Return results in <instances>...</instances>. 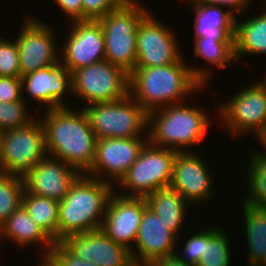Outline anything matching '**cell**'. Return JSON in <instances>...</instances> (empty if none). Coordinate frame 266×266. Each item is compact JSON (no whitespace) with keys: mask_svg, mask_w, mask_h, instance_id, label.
Instances as JSON below:
<instances>
[{"mask_svg":"<svg viewBox=\"0 0 266 266\" xmlns=\"http://www.w3.org/2000/svg\"><path fill=\"white\" fill-rule=\"evenodd\" d=\"M24 179L0 171V227L22 205Z\"/></svg>","mask_w":266,"mask_h":266,"instance_id":"obj_30","label":"cell"},{"mask_svg":"<svg viewBox=\"0 0 266 266\" xmlns=\"http://www.w3.org/2000/svg\"><path fill=\"white\" fill-rule=\"evenodd\" d=\"M57 266H97L71 253L61 242H54L48 255Z\"/></svg>","mask_w":266,"mask_h":266,"instance_id":"obj_35","label":"cell"},{"mask_svg":"<svg viewBox=\"0 0 266 266\" xmlns=\"http://www.w3.org/2000/svg\"><path fill=\"white\" fill-rule=\"evenodd\" d=\"M35 18H25L20 33L14 37L19 53L21 77L60 62V46H56L54 31L50 25Z\"/></svg>","mask_w":266,"mask_h":266,"instance_id":"obj_12","label":"cell"},{"mask_svg":"<svg viewBox=\"0 0 266 266\" xmlns=\"http://www.w3.org/2000/svg\"><path fill=\"white\" fill-rule=\"evenodd\" d=\"M114 185L81 174L59 202L58 242L72 234L102 227L106 206Z\"/></svg>","mask_w":266,"mask_h":266,"instance_id":"obj_3","label":"cell"},{"mask_svg":"<svg viewBox=\"0 0 266 266\" xmlns=\"http://www.w3.org/2000/svg\"><path fill=\"white\" fill-rule=\"evenodd\" d=\"M203 109L182 102L149 112L148 141L176 152H190L188 147L200 144L211 126Z\"/></svg>","mask_w":266,"mask_h":266,"instance_id":"obj_4","label":"cell"},{"mask_svg":"<svg viewBox=\"0 0 266 266\" xmlns=\"http://www.w3.org/2000/svg\"><path fill=\"white\" fill-rule=\"evenodd\" d=\"M80 175L62 160L47 156L23 176L24 188L29 193L60 202Z\"/></svg>","mask_w":266,"mask_h":266,"instance_id":"obj_19","label":"cell"},{"mask_svg":"<svg viewBox=\"0 0 266 266\" xmlns=\"http://www.w3.org/2000/svg\"><path fill=\"white\" fill-rule=\"evenodd\" d=\"M182 1H190L195 11L194 38L234 40L236 16L232 12L197 0Z\"/></svg>","mask_w":266,"mask_h":266,"instance_id":"obj_21","label":"cell"},{"mask_svg":"<svg viewBox=\"0 0 266 266\" xmlns=\"http://www.w3.org/2000/svg\"><path fill=\"white\" fill-rule=\"evenodd\" d=\"M23 99L20 77H0V102H17Z\"/></svg>","mask_w":266,"mask_h":266,"instance_id":"obj_36","label":"cell"},{"mask_svg":"<svg viewBox=\"0 0 266 266\" xmlns=\"http://www.w3.org/2000/svg\"><path fill=\"white\" fill-rule=\"evenodd\" d=\"M39 119L44 128L49 157L62 160L85 174L95 157L96 135L83 108L59 107L44 110Z\"/></svg>","mask_w":266,"mask_h":266,"instance_id":"obj_2","label":"cell"},{"mask_svg":"<svg viewBox=\"0 0 266 266\" xmlns=\"http://www.w3.org/2000/svg\"><path fill=\"white\" fill-rule=\"evenodd\" d=\"M147 142L148 136L145 139L114 137L97 139L94 162L85 174L116 185L137 160Z\"/></svg>","mask_w":266,"mask_h":266,"instance_id":"obj_13","label":"cell"},{"mask_svg":"<svg viewBox=\"0 0 266 266\" xmlns=\"http://www.w3.org/2000/svg\"><path fill=\"white\" fill-rule=\"evenodd\" d=\"M194 56L201 57L209 64L219 69L236 61L234 54V40H210L194 38Z\"/></svg>","mask_w":266,"mask_h":266,"instance_id":"obj_29","label":"cell"},{"mask_svg":"<svg viewBox=\"0 0 266 266\" xmlns=\"http://www.w3.org/2000/svg\"><path fill=\"white\" fill-rule=\"evenodd\" d=\"M128 0H82L83 21L98 20L109 12L121 7Z\"/></svg>","mask_w":266,"mask_h":266,"instance_id":"obj_34","label":"cell"},{"mask_svg":"<svg viewBox=\"0 0 266 266\" xmlns=\"http://www.w3.org/2000/svg\"><path fill=\"white\" fill-rule=\"evenodd\" d=\"M195 232L192 234L190 233L189 239H185L184 241V249L181 250L183 253H179L178 250L176 251V255L184 260L187 264H191L193 266H196L200 259H201V254L203 253L204 250V228L203 230H198L199 232L197 233V230H194ZM194 234V235H193ZM193 235V236H192Z\"/></svg>","mask_w":266,"mask_h":266,"instance_id":"obj_33","label":"cell"},{"mask_svg":"<svg viewBox=\"0 0 266 266\" xmlns=\"http://www.w3.org/2000/svg\"><path fill=\"white\" fill-rule=\"evenodd\" d=\"M87 103L114 102L129 95V74L102 60L72 72V94Z\"/></svg>","mask_w":266,"mask_h":266,"instance_id":"obj_9","label":"cell"},{"mask_svg":"<svg viewBox=\"0 0 266 266\" xmlns=\"http://www.w3.org/2000/svg\"><path fill=\"white\" fill-rule=\"evenodd\" d=\"M133 266H155L152 262H133Z\"/></svg>","mask_w":266,"mask_h":266,"instance_id":"obj_42","label":"cell"},{"mask_svg":"<svg viewBox=\"0 0 266 266\" xmlns=\"http://www.w3.org/2000/svg\"><path fill=\"white\" fill-rule=\"evenodd\" d=\"M147 207L151 209L161 221L177 237L185 225L186 210L190 205L177 191L168 187L161 188L145 197Z\"/></svg>","mask_w":266,"mask_h":266,"instance_id":"obj_23","label":"cell"},{"mask_svg":"<svg viewBox=\"0 0 266 266\" xmlns=\"http://www.w3.org/2000/svg\"><path fill=\"white\" fill-rule=\"evenodd\" d=\"M257 266H266V257Z\"/></svg>","mask_w":266,"mask_h":266,"instance_id":"obj_43","label":"cell"},{"mask_svg":"<svg viewBox=\"0 0 266 266\" xmlns=\"http://www.w3.org/2000/svg\"><path fill=\"white\" fill-rule=\"evenodd\" d=\"M26 99L17 102H0V132L13 130L31 123L32 118L28 115Z\"/></svg>","mask_w":266,"mask_h":266,"instance_id":"obj_31","label":"cell"},{"mask_svg":"<svg viewBox=\"0 0 266 266\" xmlns=\"http://www.w3.org/2000/svg\"><path fill=\"white\" fill-rule=\"evenodd\" d=\"M59 9L69 16L73 21H83V3L82 0H54Z\"/></svg>","mask_w":266,"mask_h":266,"instance_id":"obj_37","label":"cell"},{"mask_svg":"<svg viewBox=\"0 0 266 266\" xmlns=\"http://www.w3.org/2000/svg\"><path fill=\"white\" fill-rule=\"evenodd\" d=\"M200 2H204L211 5H218L224 8H228L230 12H232L235 16V12L239 14L244 13V10L249 8V4H252V0H197ZM242 12V13H241Z\"/></svg>","mask_w":266,"mask_h":266,"instance_id":"obj_38","label":"cell"},{"mask_svg":"<svg viewBox=\"0 0 266 266\" xmlns=\"http://www.w3.org/2000/svg\"><path fill=\"white\" fill-rule=\"evenodd\" d=\"M114 190L108 200L101 229L115 243L131 251L147 203L144 197H126Z\"/></svg>","mask_w":266,"mask_h":266,"instance_id":"obj_15","label":"cell"},{"mask_svg":"<svg viewBox=\"0 0 266 266\" xmlns=\"http://www.w3.org/2000/svg\"><path fill=\"white\" fill-rule=\"evenodd\" d=\"M42 262L38 266H57L49 256H42Z\"/></svg>","mask_w":266,"mask_h":266,"instance_id":"obj_41","label":"cell"},{"mask_svg":"<svg viewBox=\"0 0 266 266\" xmlns=\"http://www.w3.org/2000/svg\"><path fill=\"white\" fill-rule=\"evenodd\" d=\"M21 79L23 99H26L27 92L29 98H33L38 105L43 103L45 110L67 107L65 94L72 93V73L61 62L36 70Z\"/></svg>","mask_w":266,"mask_h":266,"instance_id":"obj_18","label":"cell"},{"mask_svg":"<svg viewBox=\"0 0 266 266\" xmlns=\"http://www.w3.org/2000/svg\"><path fill=\"white\" fill-rule=\"evenodd\" d=\"M152 15L149 12L137 28L136 67L166 66L184 58L175 31Z\"/></svg>","mask_w":266,"mask_h":266,"instance_id":"obj_11","label":"cell"},{"mask_svg":"<svg viewBox=\"0 0 266 266\" xmlns=\"http://www.w3.org/2000/svg\"><path fill=\"white\" fill-rule=\"evenodd\" d=\"M140 4L137 0H128L98 19L103 30L105 60L123 68L128 74L136 68L137 28L150 11Z\"/></svg>","mask_w":266,"mask_h":266,"instance_id":"obj_5","label":"cell"},{"mask_svg":"<svg viewBox=\"0 0 266 266\" xmlns=\"http://www.w3.org/2000/svg\"><path fill=\"white\" fill-rule=\"evenodd\" d=\"M7 238L9 242L19 247L36 245L40 243L42 256H48L54 241L36 224L27 210L21 205L14 211L8 220L0 227V240ZM11 240V241H10ZM13 241V242H12Z\"/></svg>","mask_w":266,"mask_h":266,"instance_id":"obj_22","label":"cell"},{"mask_svg":"<svg viewBox=\"0 0 266 266\" xmlns=\"http://www.w3.org/2000/svg\"><path fill=\"white\" fill-rule=\"evenodd\" d=\"M258 138V141H260V145L262 144V148H264V151L260 149L257 150L255 149L256 153L261 156L262 158L266 159V128L264 129V131L257 137ZM260 151V152H259ZM263 151V152H262Z\"/></svg>","mask_w":266,"mask_h":266,"instance_id":"obj_40","label":"cell"},{"mask_svg":"<svg viewBox=\"0 0 266 266\" xmlns=\"http://www.w3.org/2000/svg\"><path fill=\"white\" fill-rule=\"evenodd\" d=\"M200 155L191 152H177L173 162L170 188L177 191L188 203L199 204L208 201L212 192L213 177L209 166ZM204 160V161H203ZM209 169V170H208ZM212 178V179H211Z\"/></svg>","mask_w":266,"mask_h":266,"instance_id":"obj_16","label":"cell"},{"mask_svg":"<svg viewBox=\"0 0 266 266\" xmlns=\"http://www.w3.org/2000/svg\"><path fill=\"white\" fill-rule=\"evenodd\" d=\"M224 231L220 226L204 229V250L196 266H230L231 245Z\"/></svg>","mask_w":266,"mask_h":266,"instance_id":"obj_27","label":"cell"},{"mask_svg":"<svg viewBox=\"0 0 266 266\" xmlns=\"http://www.w3.org/2000/svg\"><path fill=\"white\" fill-rule=\"evenodd\" d=\"M22 205L33 221L54 241L58 242L59 202L29 193L24 189Z\"/></svg>","mask_w":266,"mask_h":266,"instance_id":"obj_26","label":"cell"},{"mask_svg":"<svg viewBox=\"0 0 266 266\" xmlns=\"http://www.w3.org/2000/svg\"><path fill=\"white\" fill-rule=\"evenodd\" d=\"M69 34L62 47L60 62L72 73L96 62L105 60V43L98 20L71 22ZM63 50V51H62Z\"/></svg>","mask_w":266,"mask_h":266,"instance_id":"obj_14","label":"cell"},{"mask_svg":"<svg viewBox=\"0 0 266 266\" xmlns=\"http://www.w3.org/2000/svg\"><path fill=\"white\" fill-rule=\"evenodd\" d=\"M187 65L182 58L166 66L136 67L129 74V95L148 113L181 103L211 78L209 69Z\"/></svg>","mask_w":266,"mask_h":266,"instance_id":"obj_1","label":"cell"},{"mask_svg":"<svg viewBox=\"0 0 266 266\" xmlns=\"http://www.w3.org/2000/svg\"><path fill=\"white\" fill-rule=\"evenodd\" d=\"M155 266H193L187 264L184 260L180 259L176 254L171 256L160 257L152 262Z\"/></svg>","mask_w":266,"mask_h":266,"instance_id":"obj_39","label":"cell"},{"mask_svg":"<svg viewBox=\"0 0 266 266\" xmlns=\"http://www.w3.org/2000/svg\"><path fill=\"white\" fill-rule=\"evenodd\" d=\"M81 108L97 139L148 136V112L130 95L119 101L93 103Z\"/></svg>","mask_w":266,"mask_h":266,"instance_id":"obj_6","label":"cell"},{"mask_svg":"<svg viewBox=\"0 0 266 266\" xmlns=\"http://www.w3.org/2000/svg\"><path fill=\"white\" fill-rule=\"evenodd\" d=\"M234 54L237 61L244 55H266V10L243 22L236 16Z\"/></svg>","mask_w":266,"mask_h":266,"instance_id":"obj_24","label":"cell"},{"mask_svg":"<svg viewBox=\"0 0 266 266\" xmlns=\"http://www.w3.org/2000/svg\"><path fill=\"white\" fill-rule=\"evenodd\" d=\"M176 153L174 150L157 147L148 141L137 160L114 186V189L119 184L118 186L123 190L129 191L128 194L123 192L120 195L145 198L158 189L168 188L172 179Z\"/></svg>","mask_w":266,"mask_h":266,"instance_id":"obj_7","label":"cell"},{"mask_svg":"<svg viewBox=\"0 0 266 266\" xmlns=\"http://www.w3.org/2000/svg\"><path fill=\"white\" fill-rule=\"evenodd\" d=\"M0 77H20V61L15 39L0 38Z\"/></svg>","mask_w":266,"mask_h":266,"instance_id":"obj_32","label":"cell"},{"mask_svg":"<svg viewBox=\"0 0 266 266\" xmlns=\"http://www.w3.org/2000/svg\"><path fill=\"white\" fill-rule=\"evenodd\" d=\"M47 156L39 117L26 126L0 132L1 172L23 177Z\"/></svg>","mask_w":266,"mask_h":266,"instance_id":"obj_8","label":"cell"},{"mask_svg":"<svg viewBox=\"0 0 266 266\" xmlns=\"http://www.w3.org/2000/svg\"><path fill=\"white\" fill-rule=\"evenodd\" d=\"M247 170V194L243 195L244 204L256 207H266V159L259 156L255 150L249 153ZM250 187V188H249Z\"/></svg>","mask_w":266,"mask_h":266,"instance_id":"obj_28","label":"cell"},{"mask_svg":"<svg viewBox=\"0 0 266 266\" xmlns=\"http://www.w3.org/2000/svg\"><path fill=\"white\" fill-rule=\"evenodd\" d=\"M241 206L248 247L247 266H257L266 257V207Z\"/></svg>","mask_w":266,"mask_h":266,"instance_id":"obj_25","label":"cell"},{"mask_svg":"<svg viewBox=\"0 0 266 266\" xmlns=\"http://www.w3.org/2000/svg\"><path fill=\"white\" fill-rule=\"evenodd\" d=\"M60 242L75 256L97 266H133L130 250L115 243L101 228L72 234Z\"/></svg>","mask_w":266,"mask_h":266,"instance_id":"obj_17","label":"cell"},{"mask_svg":"<svg viewBox=\"0 0 266 266\" xmlns=\"http://www.w3.org/2000/svg\"><path fill=\"white\" fill-rule=\"evenodd\" d=\"M217 106V114L232 136L253 131L257 139L266 128V81L245 86L230 101Z\"/></svg>","mask_w":266,"mask_h":266,"instance_id":"obj_10","label":"cell"},{"mask_svg":"<svg viewBox=\"0 0 266 266\" xmlns=\"http://www.w3.org/2000/svg\"><path fill=\"white\" fill-rule=\"evenodd\" d=\"M179 242L181 241L167 228L160 217L146 207L135 245L130 251L132 260L133 262H153L160 257L174 255Z\"/></svg>","mask_w":266,"mask_h":266,"instance_id":"obj_20","label":"cell"}]
</instances>
